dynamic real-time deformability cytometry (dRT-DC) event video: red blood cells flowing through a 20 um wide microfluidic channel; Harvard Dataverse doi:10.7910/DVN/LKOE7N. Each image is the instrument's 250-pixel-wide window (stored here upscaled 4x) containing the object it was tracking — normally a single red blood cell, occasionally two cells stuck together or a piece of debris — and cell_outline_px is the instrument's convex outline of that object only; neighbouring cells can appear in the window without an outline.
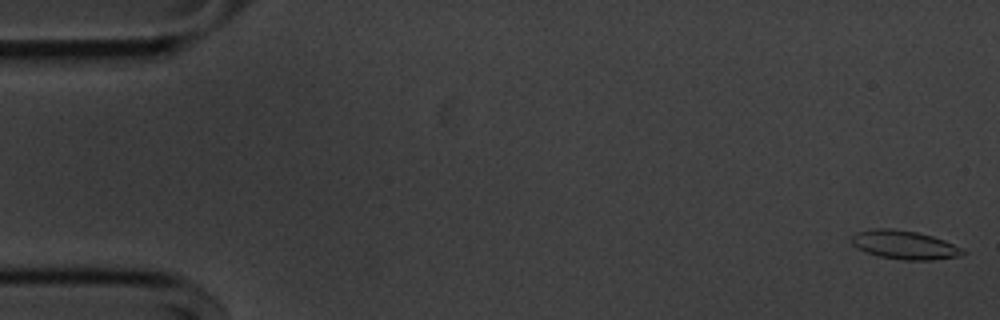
{"species": "common noctule bat (a hibernating species)", "species_latin": "Nyctalus noctula", "temperature_condition": "cold", "stored_images_in_passage": 15, "camera_frame_rate_fps": 3000, "um_per_image_px": 0.085, "animal": {"sex": "male", "body_mass_g": 20.1, "forearm_length_mm": 53.5}, "frame": {"image": 1, "passage_image": 1, "time_ms": 0.0, "image_size_px": [1000, 320], "cell_outline_px": [[968, 252], [960, 256], [932, 260], [904, 260], [880, 256], [856, 248], [852, 244], [852, 236], [856, 232], [872, 228], [892, 228], [916, 232], [932, 236], [944, 240], [964, 248]], "centroid_in_image_um": [76.91, 20.81], "position_along_channel_um": 8.1, "area_um2": 18.67}}